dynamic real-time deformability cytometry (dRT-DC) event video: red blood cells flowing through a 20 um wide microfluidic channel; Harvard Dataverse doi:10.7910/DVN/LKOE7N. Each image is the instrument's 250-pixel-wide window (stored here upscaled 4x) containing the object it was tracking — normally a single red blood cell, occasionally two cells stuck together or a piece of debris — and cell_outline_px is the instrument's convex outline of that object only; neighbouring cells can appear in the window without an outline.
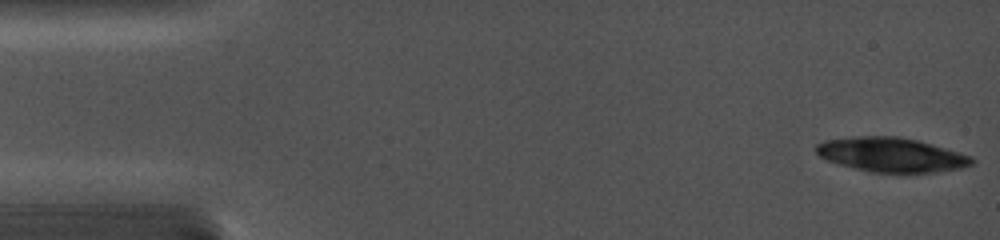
{"species": "common noctule bat (a hibernating species)", "species_latin": "Nyctalus noctula", "temperature_condition": "cold", "stored_images_in_passage": 16, "camera_frame_rate_fps": 5000, "um_per_image_px": 0.085, "animal": {"sex": "female", "body_mass_g": 19.0, "forearm_length_mm": 56.7}, "frame": {"image": 1, "passage_image": 1, "time_ms": 0.0, "image_size_px": [1000, 240], "cell_outline_px": [[976, 160], [972, 164], [960, 168], [936, 172], [872, 172], [840, 164], [828, 160], [820, 156], [816, 152], [816, 144], [824, 140], [852, 136], [896, 136], [916, 140], [932, 144], [960, 152], [972, 156]], "centroid_in_image_um": [75.78, 13.14], "position_along_channel_um": 9.2, "area_um2": 30.98}}